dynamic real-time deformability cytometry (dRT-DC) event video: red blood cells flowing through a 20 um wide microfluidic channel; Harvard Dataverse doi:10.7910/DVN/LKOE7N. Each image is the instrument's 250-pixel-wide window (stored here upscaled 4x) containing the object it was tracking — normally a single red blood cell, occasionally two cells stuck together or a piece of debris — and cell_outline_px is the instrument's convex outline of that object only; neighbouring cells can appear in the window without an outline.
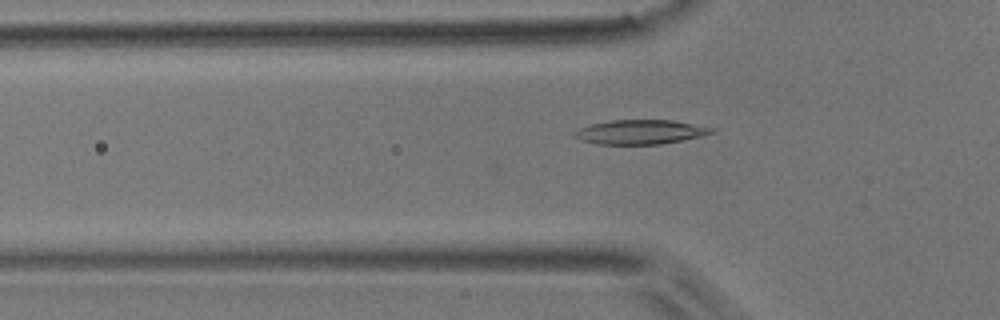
{"species": "common noctule bat (a hibernating species)", "species_latin": "Nyctalus noctula", "temperature_condition": "room temperature", "stored_images_in_passage": 39, "camera_frame_rate_fps": 3000, "um_per_image_px": 0.085, "animal": {"sex": "male", "body_mass_g": 17.9}, "frame": {"image": 1, "passage_image": 5, "time_ms": 1.333, "image_size_px": [1000, 320], "cell_outline_px": [[716, 132], [704, 136], [660, 144], [600, 144], [580, 140], [572, 136], [572, 132], [580, 128], [592, 124], [608, 120], [672, 120], [716, 128]], "centroid_in_image_um": [54.45, 11.22], "position_along_channel_um": 71.4, "area_um2": 19.59}}
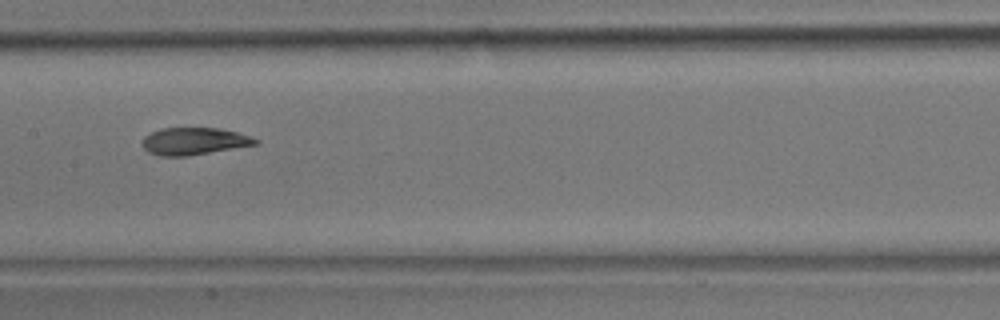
{"frame": {"image": 2, "passage_image": 14, "time_ms": 4.333, "image_size_px": [1000, 320], "cell_outline_px": [[260, 144], [184, 156], [160, 156], [148, 152], [140, 144], [144, 136], [160, 128], [220, 128], [236, 132], [260, 140]], "centroid_in_image_um": [16.47, 12.0], "position_along_channel_um": 190.9, "area_um2": 17.92}}
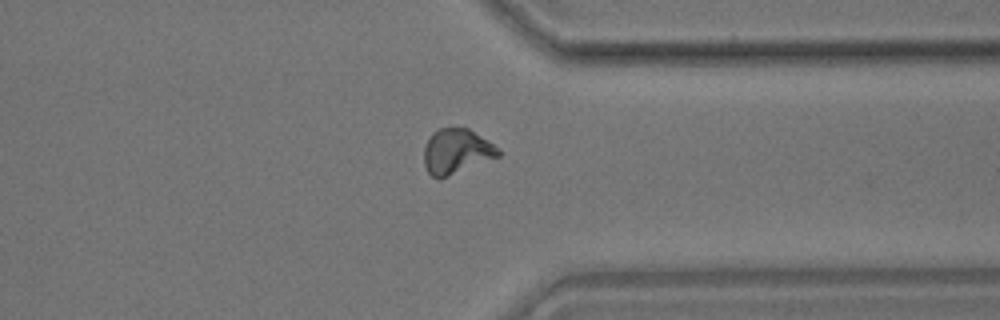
{"frame": {"image": 3, "passage_image": 28, "time_ms": 9.0, "image_size_px": [1000, 320], "cell_outline_px": [[500, 156], [440, 180], [432, 176], [428, 172], [424, 164], [424, 148], [432, 132], [440, 128], [468, 128], [500, 148]], "centroid_in_image_um": [38.8, 12.89], "position_along_channel_um": 372.6, "area_um2": 19.59}, "authors_computed_cell_mechanics": {"area_um2": 18.5538, "velocity_mm_per_s": 3.9507, "shape_relaxation_time_tau1_ms": 8.8822, "shape_relaxation_time_tau2_ms": 1.9371, "deformation_change_tau1": 0.2279, "deformation_change_tau2": 0.065}}